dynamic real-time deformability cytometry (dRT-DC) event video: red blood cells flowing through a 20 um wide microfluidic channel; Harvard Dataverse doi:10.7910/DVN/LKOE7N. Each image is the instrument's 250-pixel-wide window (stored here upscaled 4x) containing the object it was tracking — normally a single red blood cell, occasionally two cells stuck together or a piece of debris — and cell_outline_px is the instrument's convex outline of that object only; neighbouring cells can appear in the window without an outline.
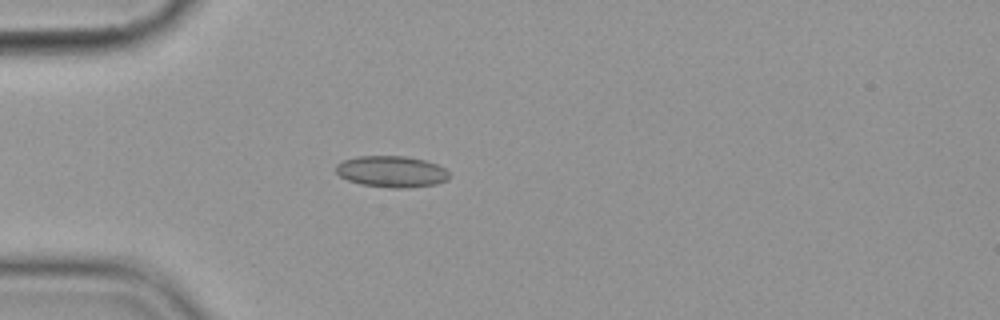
{"species": "common noctule bat (a hibernating species)", "species_latin": "Nyctalus noctula", "temperature_condition": "cold", "stored_images_in_passage": 2, "camera_frame_rate_fps": 3000, "um_per_image_px": 0.085, "animal": {"sex": "female", "body_mass_g": 19.9}, "frame": {"image": 1, "passage_image": 2, "time_ms": 1.0, "image_size_px": [1000, 320], "cell_outline_px": [[448, 180], [436, 184], [408, 188], [388, 188], [360, 184], [348, 180], [340, 176], [336, 172], [336, 164], [344, 160], [356, 156], [404, 156], [424, 160], [436, 164], [444, 168], [448, 172]], "centroid_in_image_um": [33.27, 14.59], "position_along_channel_um": 51.7, "area_um2": 20.75}}